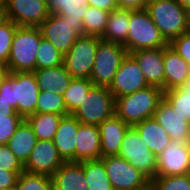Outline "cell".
Instances as JSON below:
<instances>
[{"instance_id":"obj_1","label":"cell","mask_w":190,"mask_h":190,"mask_svg":"<svg viewBox=\"0 0 190 190\" xmlns=\"http://www.w3.org/2000/svg\"><path fill=\"white\" fill-rule=\"evenodd\" d=\"M39 92L34 72H10L0 86V100L26 119L36 113Z\"/></svg>"},{"instance_id":"obj_2","label":"cell","mask_w":190,"mask_h":190,"mask_svg":"<svg viewBox=\"0 0 190 190\" xmlns=\"http://www.w3.org/2000/svg\"><path fill=\"white\" fill-rule=\"evenodd\" d=\"M162 88L149 85L134 93L115 99V114L127 125L135 126L145 119L153 118L163 99Z\"/></svg>"},{"instance_id":"obj_3","label":"cell","mask_w":190,"mask_h":190,"mask_svg":"<svg viewBox=\"0 0 190 190\" xmlns=\"http://www.w3.org/2000/svg\"><path fill=\"white\" fill-rule=\"evenodd\" d=\"M146 10L168 43L189 31L188 10L176 0H150Z\"/></svg>"},{"instance_id":"obj_4","label":"cell","mask_w":190,"mask_h":190,"mask_svg":"<svg viewBox=\"0 0 190 190\" xmlns=\"http://www.w3.org/2000/svg\"><path fill=\"white\" fill-rule=\"evenodd\" d=\"M39 27L18 26L14 33L7 67L10 72H34L41 40Z\"/></svg>"},{"instance_id":"obj_5","label":"cell","mask_w":190,"mask_h":190,"mask_svg":"<svg viewBox=\"0 0 190 190\" xmlns=\"http://www.w3.org/2000/svg\"><path fill=\"white\" fill-rule=\"evenodd\" d=\"M129 24L127 42L123 45L128 54L137 50L164 48L169 44L146 9L131 10Z\"/></svg>"},{"instance_id":"obj_6","label":"cell","mask_w":190,"mask_h":190,"mask_svg":"<svg viewBox=\"0 0 190 190\" xmlns=\"http://www.w3.org/2000/svg\"><path fill=\"white\" fill-rule=\"evenodd\" d=\"M71 115L81 124L99 126L115 115V97L108 87L93 86Z\"/></svg>"},{"instance_id":"obj_7","label":"cell","mask_w":190,"mask_h":190,"mask_svg":"<svg viewBox=\"0 0 190 190\" xmlns=\"http://www.w3.org/2000/svg\"><path fill=\"white\" fill-rule=\"evenodd\" d=\"M127 54L123 45L101 39L90 76L94 86L109 87Z\"/></svg>"},{"instance_id":"obj_8","label":"cell","mask_w":190,"mask_h":190,"mask_svg":"<svg viewBox=\"0 0 190 190\" xmlns=\"http://www.w3.org/2000/svg\"><path fill=\"white\" fill-rule=\"evenodd\" d=\"M100 40V37L94 35L79 36L64 55L63 65L72 78L90 79Z\"/></svg>"},{"instance_id":"obj_9","label":"cell","mask_w":190,"mask_h":190,"mask_svg":"<svg viewBox=\"0 0 190 190\" xmlns=\"http://www.w3.org/2000/svg\"><path fill=\"white\" fill-rule=\"evenodd\" d=\"M39 28L42 37L63 55L70 50L79 36L86 35L81 20H64L57 14H50Z\"/></svg>"},{"instance_id":"obj_10","label":"cell","mask_w":190,"mask_h":190,"mask_svg":"<svg viewBox=\"0 0 190 190\" xmlns=\"http://www.w3.org/2000/svg\"><path fill=\"white\" fill-rule=\"evenodd\" d=\"M118 155L140 170L150 180L156 177L157 157L148 148L134 126L126 131Z\"/></svg>"},{"instance_id":"obj_11","label":"cell","mask_w":190,"mask_h":190,"mask_svg":"<svg viewBox=\"0 0 190 190\" xmlns=\"http://www.w3.org/2000/svg\"><path fill=\"white\" fill-rule=\"evenodd\" d=\"M113 190H138L150 184V179L119 155L100 158Z\"/></svg>"},{"instance_id":"obj_12","label":"cell","mask_w":190,"mask_h":190,"mask_svg":"<svg viewBox=\"0 0 190 190\" xmlns=\"http://www.w3.org/2000/svg\"><path fill=\"white\" fill-rule=\"evenodd\" d=\"M156 157V176H176L190 173V143L171 140Z\"/></svg>"},{"instance_id":"obj_13","label":"cell","mask_w":190,"mask_h":190,"mask_svg":"<svg viewBox=\"0 0 190 190\" xmlns=\"http://www.w3.org/2000/svg\"><path fill=\"white\" fill-rule=\"evenodd\" d=\"M6 19L18 26L39 27L50 15L45 0H7Z\"/></svg>"},{"instance_id":"obj_14","label":"cell","mask_w":190,"mask_h":190,"mask_svg":"<svg viewBox=\"0 0 190 190\" xmlns=\"http://www.w3.org/2000/svg\"><path fill=\"white\" fill-rule=\"evenodd\" d=\"M149 86L136 60L127 54L122 60L108 89L116 98Z\"/></svg>"},{"instance_id":"obj_15","label":"cell","mask_w":190,"mask_h":190,"mask_svg":"<svg viewBox=\"0 0 190 190\" xmlns=\"http://www.w3.org/2000/svg\"><path fill=\"white\" fill-rule=\"evenodd\" d=\"M63 163L53 141L38 139L24 164V172L51 177Z\"/></svg>"},{"instance_id":"obj_16","label":"cell","mask_w":190,"mask_h":190,"mask_svg":"<svg viewBox=\"0 0 190 190\" xmlns=\"http://www.w3.org/2000/svg\"><path fill=\"white\" fill-rule=\"evenodd\" d=\"M130 55L138 63L147 83L165 91L164 48L137 50Z\"/></svg>"},{"instance_id":"obj_17","label":"cell","mask_w":190,"mask_h":190,"mask_svg":"<svg viewBox=\"0 0 190 190\" xmlns=\"http://www.w3.org/2000/svg\"><path fill=\"white\" fill-rule=\"evenodd\" d=\"M154 118L169 134L171 140L190 143V123L182 119L164 98L158 104Z\"/></svg>"},{"instance_id":"obj_18","label":"cell","mask_w":190,"mask_h":190,"mask_svg":"<svg viewBox=\"0 0 190 190\" xmlns=\"http://www.w3.org/2000/svg\"><path fill=\"white\" fill-rule=\"evenodd\" d=\"M130 126L116 114L99 126L101 157L118 155L124 135Z\"/></svg>"},{"instance_id":"obj_19","label":"cell","mask_w":190,"mask_h":190,"mask_svg":"<svg viewBox=\"0 0 190 190\" xmlns=\"http://www.w3.org/2000/svg\"><path fill=\"white\" fill-rule=\"evenodd\" d=\"M75 144V162L101 158L100 133L97 125L80 124Z\"/></svg>"},{"instance_id":"obj_20","label":"cell","mask_w":190,"mask_h":190,"mask_svg":"<svg viewBox=\"0 0 190 190\" xmlns=\"http://www.w3.org/2000/svg\"><path fill=\"white\" fill-rule=\"evenodd\" d=\"M81 123L73 116H64L57 128L53 143L64 162H75V142Z\"/></svg>"},{"instance_id":"obj_21","label":"cell","mask_w":190,"mask_h":190,"mask_svg":"<svg viewBox=\"0 0 190 190\" xmlns=\"http://www.w3.org/2000/svg\"><path fill=\"white\" fill-rule=\"evenodd\" d=\"M53 190H88L82 162H64L51 176Z\"/></svg>"},{"instance_id":"obj_22","label":"cell","mask_w":190,"mask_h":190,"mask_svg":"<svg viewBox=\"0 0 190 190\" xmlns=\"http://www.w3.org/2000/svg\"><path fill=\"white\" fill-rule=\"evenodd\" d=\"M165 91L182 86L190 75V65L168 44L164 47Z\"/></svg>"},{"instance_id":"obj_23","label":"cell","mask_w":190,"mask_h":190,"mask_svg":"<svg viewBox=\"0 0 190 190\" xmlns=\"http://www.w3.org/2000/svg\"><path fill=\"white\" fill-rule=\"evenodd\" d=\"M34 75L40 91L46 90L61 95H63L72 80L70 73L63 64L52 68L35 70Z\"/></svg>"},{"instance_id":"obj_24","label":"cell","mask_w":190,"mask_h":190,"mask_svg":"<svg viewBox=\"0 0 190 190\" xmlns=\"http://www.w3.org/2000/svg\"><path fill=\"white\" fill-rule=\"evenodd\" d=\"M147 144L149 150L158 156L170 143L171 138L165 129L153 117L134 126Z\"/></svg>"},{"instance_id":"obj_25","label":"cell","mask_w":190,"mask_h":190,"mask_svg":"<svg viewBox=\"0 0 190 190\" xmlns=\"http://www.w3.org/2000/svg\"><path fill=\"white\" fill-rule=\"evenodd\" d=\"M37 141L32 126L24 119L6 145L24 165Z\"/></svg>"},{"instance_id":"obj_26","label":"cell","mask_w":190,"mask_h":190,"mask_svg":"<svg viewBox=\"0 0 190 190\" xmlns=\"http://www.w3.org/2000/svg\"><path fill=\"white\" fill-rule=\"evenodd\" d=\"M131 10L115 9L109 13L105 31L100 37L109 42L124 45L127 42V34L130 27Z\"/></svg>"},{"instance_id":"obj_27","label":"cell","mask_w":190,"mask_h":190,"mask_svg":"<svg viewBox=\"0 0 190 190\" xmlns=\"http://www.w3.org/2000/svg\"><path fill=\"white\" fill-rule=\"evenodd\" d=\"M63 115L53 113H34L26 120L32 126L34 134L39 140L53 141Z\"/></svg>"},{"instance_id":"obj_28","label":"cell","mask_w":190,"mask_h":190,"mask_svg":"<svg viewBox=\"0 0 190 190\" xmlns=\"http://www.w3.org/2000/svg\"><path fill=\"white\" fill-rule=\"evenodd\" d=\"M88 190H113L101 159L83 161Z\"/></svg>"},{"instance_id":"obj_29","label":"cell","mask_w":190,"mask_h":190,"mask_svg":"<svg viewBox=\"0 0 190 190\" xmlns=\"http://www.w3.org/2000/svg\"><path fill=\"white\" fill-rule=\"evenodd\" d=\"M87 0H49L50 14H57L64 20H83L87 11Z\"/></svg>"},{"instance_id":"obj_30","label":"cell","mask_w":190,"mask_h":190,"mask_svg":"<svg viewBox=\"0 0 190 190\" xmlns=\"http://www.w3.org/2000/svg\"><path fill=\"white\" fill-rule=\"evenodd\" d=\"M94 86L90 79L72 78L68 88L63 93L66 109L72 114L78 107L89 90Z\"/></svg>"},{"instance_id":"obj_31","label":"cell","mask_w":190,"mask_h":190,"mask_svg":"<svg viewBox=\"0 0 190 190\" xmlns=\"http://www.w3.org/2000/svg\"><path fill=\"white\" fill-rule=\"evenodd\" d=\"M110 12L87 5V11L82 20L86 35L101 37L105 31Z\"/></svg>"},{"instance_id":"obj_32","label":"cell","mask_w":190,"mask_h":190,"mask_svg":"<svg viewBox=\"0 0 190 190\" xmlns=\"http://www.w3.org/2000/svg\"><path fill=\"white\" fill-rule=\"evenodd\" d=\"M37 113H53L63 116L70 115L66 109V104L61 94L51 91H40L36 105Z\"/></svg>"},{"instance_id":"obj_33","label":"cell","mask_w":190,"mask_h":190,"mask_svg":"<svg viewBox=\"0 0 190 190\" xmlns=\"http://www.w3.org/2000/svg\"><path fill=\"white\" fill-rule=\"evenodd\" d=\"M64 55L61 54L47 39L41 36L36 57V70L61 66Z\"/></svg>"},{"instance_id":"obj_34","label":"cell","mask_w":190,"mask_h":190,"mask_svg":"<svg viewBox=\"0 0 190 190\" xmlns=\"http://www.w3.org/2000/svg\"><path fill=\"white\" fill-rule=\"evenodd\" d=\"M163 98L182 119L190 123V92H183L177 87L164 91Z\"/></svg>"},{"instance_id":"obj_35","label":"cell","mask_w":190,"mask_h":190,"mask_svg":"<svg viewBox=\"0 0 190 190\" xmlns=\"http://www.w3.org/2000/svg\"><path fill=\"white\" fill-rule=\"evenodd\" d=\"M15 190H53L50 176L22 172L17 179Z\"/></svg>"},{"instance_id":"obj_36","label":"cell","mask_w":190,"mask_h":190,"mask_svg":"<svg viewBox=\"0 0 190 190\" xmlns=\"http://www.w3.org/2000/svg\"><path fill=\"white\" fill-rule=\"evenodd\" d=\"M153 190H190V173L176 176H156L150 180Z\"/></svg>"},{"instance_id":"obj_37","label":"cell","mask_w":190,"mask_h":190,"mask_svg":"<svg viewBox=\"0 0 190 190\" xmlns=\"http://www.w3.org/2000/svg\"><path fill=\"white\" fill-rule=\"evenodd\" d=\"M18 25L6 19L0 23V64L7 66L12 40Z\"/></svg>"},{"instance_id":"obj_38","label":"cell","mask_w":190,"mask_h":190,"mask_svg":"<svg viewBox=\"0 0 190 190\" xmlns=\"http://www.w3.org/2000/svg\"><path fill=\"white\" fill-rule=\"evenodd\" d=\"M0 169L16 172L18 175L24 172V165L6 144L0 145Z\"/></svg>"},{"instance_id":"obj_39","label":"cell","mask_w":190,"mask_h":190,"mask_svg":"<svg viewBox=\"0 0 190 190\" xmlns=\"http://www.w3.org/2000/svg\"><path fill=\"white\" fill-rule=\"evenodd\" d=\"M24 118L21 115L0 117V145L7 144Z\"/></svg>"},{"instance_id":"obj_40","label":"cell","mask_w":190,"mask_h":190,"mask_svg":"<svg viewBox=\"0 0 190 190\" xmlns=\"http://www.w3.org/2000/svg\"><path fill=\"white\" fill-rule=\"evenodd\" d=\"M169 45L190 65V31L174 38Z\"/></svg>"},{"instance_id":"obj_41","label":"cell","mask_w":190,"mask_h":190,"mask_svg":"<svg viewBox=\"0 0 190 190\" xmlns=\"http://www.w3.org/2000/svg\"><path fill=\"white\" fill-rule=\"evenodd\" d=\"M18 176L16 172L0 169V190L15 188Z\"/></svg>"},{"instance_id":"obj_42","label":"cell","mask_w":190,"mask_h":190,"mask_svg":"<svg viewBox=\"0 0 190 190\" xmlns=\"http://www.w3.org/2000/svg\"><path fill=\"white\" fill-rule=\"evenodd\" d=\"M150 0H117L119 9L140 10L146 9Z\"/></svg>"},{"instance_id":"obj_43","label":"cell","mask_w":190,"mask_h":190,"mask_svg":"<svg viewBox=\"0 0 190 190\" xmlns=\"http://www.w3.org/2000/svg\"><path fill=\"white\" fill-rule=\"evenodd\" d=\"M89 6L111 12L118 8L117 0H87Z\"/></svg>"},{"instance_id":"obj_44","label":"cell","mask_w":190,"mask_h":190,"mask_svg":"<svg viewBox=\"0 0 190 190\" xmlns=\"http://www.w3.org/2000/svg\"><path fill=\"white\" fill-rule=\"evenodd\" d=\"M9 115H19L12 105L9 103L0 100V117L9 116Z\"/></svg>"},{"instance_id":"obj_45","label":"cell","mask_w":190,"mask_h":190,"mask_svg":"<svg viewBox=\"0 0 190 190\" xmlns=\"http://www.w3.org/2000/svg\"><path fill=\"white\" fill-rule=\"evenodd\" d=\"M9 73V68L4 64H0V86L2 85L6 77L9 75Z\"/></svg>"},{"instance_id":"obj_46","label":"cell","mask_w":190,"mask_h":190,"mask_svg":"<svg viewBox=\"0 0 190 190\" xmlns=\"http://www.w3.org/2000/svg\"><path fill=\"white\" fill-rule=\"evenodd\" d=\"M6 4H0V23H2L4 20H6Z\"/></svg>"},{"instance_id":"obj_47","label":"cell","mask_w":190,"mask_h":190,"mask_svg":"<svg viewBox=\"0 0 190 190\" xmlns=\"http://www.w3.org/2000/svg\"><path fill=\"white\" fill-rule=\"evenodd\" d=\"M183 92H190V75L186 82L179 87Z\"/></svg>"},{"instance_id":"obj_48","label":"cell","mask_w":190,"mask_h":190,"mask_svg":"<svg viewBox=\"0 0 190 190\" xmlns=\"http://www.w3.org/2000/svg\"><path fill=\"white\" fill-rule=\"evenodd\" d=\"M181 6H183L185 9H190V0H176Z\"/></svg>"},{"instance_id":"obj_49","label":"cell","mask_w":190,"mask_h":190,"mask_svg":"<svg viewBox=\"0 0 190 190\" xmlns=\"http://www.w3.org/2000/svg\"><path fill=\"white\" fill-rule=\"evenodd\" d=\"M138 190H153V188H152L151 184H149L148 186L138 189Z\"/></svg>"},{"instance_id":"obj_50","label":"cell","mask_w":190,"mask_h":190,"mask_svg":"<svg viewBox=\"0 0 190 190\" xmlns=\"http://www.w3.org/2000/svg\"><path fill=\"white\" fill-rule=\"evenodd\" d=\"M188 27L190 31V9L188 10Z\"/></svg>"},{"instance_id":"obj_51","label":"cell","mask_w":190,"mask_h":190,"mask_svg":"<svg viewBox=\"0 0 190 190\" xmlns=\"http://www.w3.org/2000/svg\"><path fill=\"white\" fill-rule=\"evenodd\" d=\"M7 0H0V4H6Z\"/></svg>"}]
</instances>
